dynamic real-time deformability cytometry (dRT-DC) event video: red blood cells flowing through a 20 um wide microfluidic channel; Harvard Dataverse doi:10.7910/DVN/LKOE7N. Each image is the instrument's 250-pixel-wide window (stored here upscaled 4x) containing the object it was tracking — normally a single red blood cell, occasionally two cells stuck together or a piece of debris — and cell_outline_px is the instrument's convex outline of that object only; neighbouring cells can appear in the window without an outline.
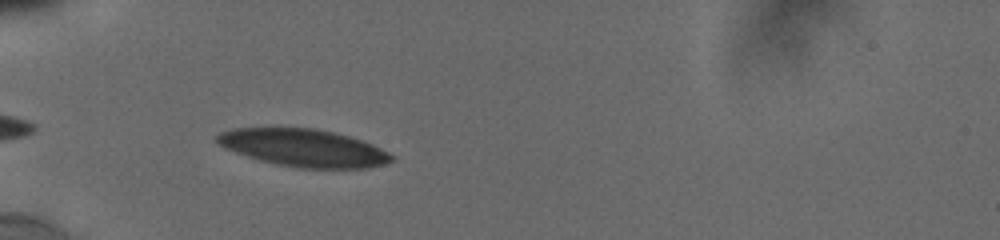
{"species": "human", "species_latin": "Homo sapiens", "temperature_condition": "cold", "stored_images_in_passage": 3, "camera_frame_rate_fps": 3000, "um_per_image_px": 0.085, "donor": {"sex": "male"}, "frame": {"image": 1, "passage_image": 1, "time_ms": 0.0, "image_size_px": [1000, 240], "cell_outline_px": [[392, 160], [384, 164], [368, 168], [296, 168], [276, 164], [260, 160], [224, 148], [216, 140], [216, 136], [220, 132], [232, 128], [316, 128], [348, 136], [372, 144], [388, 152], [392, 156]], "centroid_in_image_um": [25.78, 12.57], "position_along_channel_um": 59.2, "area_um2": 37.86}}